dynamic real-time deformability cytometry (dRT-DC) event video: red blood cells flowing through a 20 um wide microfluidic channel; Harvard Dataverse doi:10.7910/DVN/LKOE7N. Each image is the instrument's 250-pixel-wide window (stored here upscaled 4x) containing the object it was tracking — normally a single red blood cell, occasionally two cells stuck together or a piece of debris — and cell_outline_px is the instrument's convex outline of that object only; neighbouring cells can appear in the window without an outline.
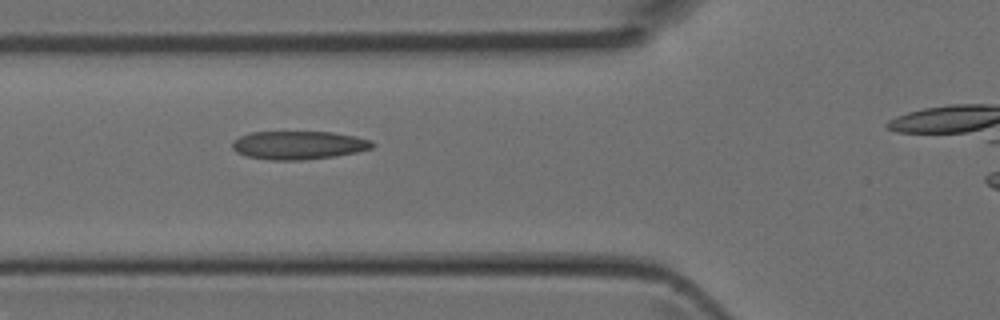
{"species": "Egyptian fruit bat (a non-hibernating species)", "species_latin": "Rousettus aegyptiacus", "temperature_condition": "room temperature", "stored_images_in_passage": 3, "camera_frame_rate_fps": 3000, "um_per_image_px": 0.085, "animal": {"sex": "female"}, "frame": {"image": 1, "passage_image": 3, "time_ms": 0.667, "image_size_px": [1000, 320], "cell_outline_px": [[376, 144], [372, 148], [356, 152], [332, 156], [304, 160], [268, 160], [248, 156], [236, 152], [232, 148], [232, 140], [240, 136], [252, 132], [332, 132], [356, 136], [372, 140]], "centroid_in_image_um": [25.38, 12.33], "position_along_channel_um": 100.4, "area_um2": 23.18}}